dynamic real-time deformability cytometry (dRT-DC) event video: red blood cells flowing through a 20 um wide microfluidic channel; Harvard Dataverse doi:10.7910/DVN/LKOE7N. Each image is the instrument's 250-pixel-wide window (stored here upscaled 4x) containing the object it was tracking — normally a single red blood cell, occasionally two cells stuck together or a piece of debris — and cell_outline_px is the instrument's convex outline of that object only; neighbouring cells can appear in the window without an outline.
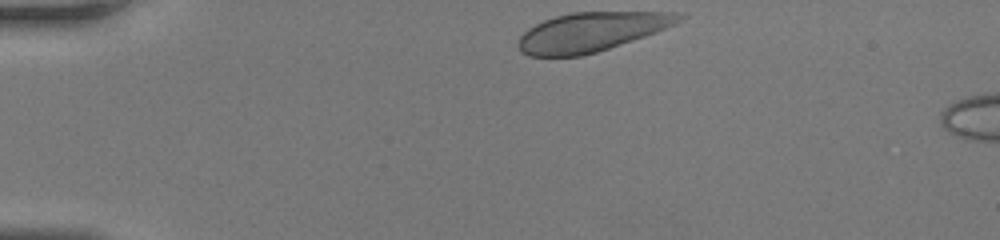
{"species": "human", "species_latin": "Homo sapiens", "temperature_condition": "room temperature", "stored_images_in_passage": 30, "camera_frame_rate_fps": 3000, "um_per_image_px": 0.085, "donor": {"sex": "female"}, "frame": {"image": 1, "passage_image": 1, "time_ms": 0.0, "image_size_px": [1000, 240], "cell_outline_px": [[688, 16], [656, 32], [596, 52], [580, 56], [528, 56], [520, 52], [516, 44], [516, 40], [528, 28], [544, 20], [556, 16], [572, 12], [684, 12]], "centroid_in_image_um": [50.22, 2.71], "position_along_channel_um": 34.8, "area_um2": 36.53}}
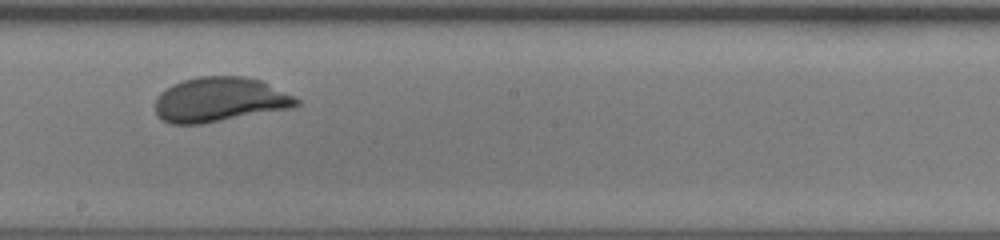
{"frame": {"image": 2, "passage_image": 18, "time_ms": 5.667, "image_size_px": [1000, 240], "cell_outline_px": [[300, 104], [292, 108], [200, 124], [172, 124], [160, 120], [156, 116], [156, 96], [160, 92], [172, 84], [184, 80], [200, 76], [244, 76], [260, 80], [300, 100]], "centroid_in_image_um": [18.63, 8.47], "position_along_channel_um": 229.6, "area_um2": 36.65}}
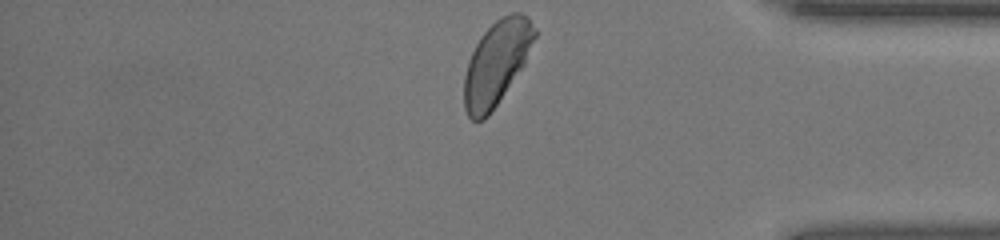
{"frame": {"image": 3, "passage_image": 30, "time_ms": 9.667, "image_size_px": [1000, 240], "cell_outline_px": [[536, 36], [524, 64], [488, 116], [484, 120], [472, 120], [468, 116], [464, 108], [464, 76], [468, 60], [480, 36], [500, 16], [512, 12], [520, 12], [528, 16], [536, 28]], "centroid_in_image_um": [42.2, 5.32], "position_along_channel_um": 393.0, "area_um2": 34.33}}